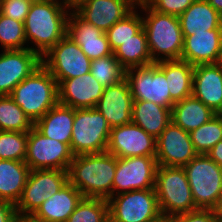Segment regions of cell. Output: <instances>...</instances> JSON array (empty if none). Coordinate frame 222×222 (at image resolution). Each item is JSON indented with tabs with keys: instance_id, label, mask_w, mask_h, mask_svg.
I'll return each instance as SVG.
<instances>
[{
	"instance_id": "cell-1",
	"label": "cell",
	"mask_w": 222,
	"mask_h": 222,
	"mask_svg": "<svg viewBox=\"0 0 222 222\" xmlns=\"http://www.w3.org/2000/svg\"><path fill=\"white\" fill-rule=\"evenodd\" d=\"M69 12L62 0L32 3L24 22L29 49L42 57L54 47L67 34Z\"/></svg>"
},
{
	"instance_id": "cell-11",
	"label": "cell",
	"mask_w": 222,
	"mask_h": 222,
	"mask_svg": "<svg viewBox=\"0 0 222 222\" xmlns=\"http://www.w3.org/2000/svg\"><path fill=\"white\" fill-rule=\"evenodd\" d=\"M74 154L66 143L45 137L35 127L28 132L25 163L30 170L60 169L67 171Z\"/></svg>"
},
{
	"instance_id": "cell-46",
	"label": "cell",
	"mask_w": 222,
	"mask_h": 222,
	"mask_svg": "<svg viewBox=\"0 0 222 222\" xmlns=\"http://www.w3.org/2000/svg\"><path fill=\"white\" fill-rule=\"evenodd\" d=\"M213 210L218 219H222V194L220 195L219 201Z\"/></svg>"
},
{
	"instance_id": "cell-37",
	"label": "cell",
	"mask_w": 222,
	"mask_h": 222,
	"mask_svg": "<svg viewBox=\"0 0 222 222\" xmlns=\"http://www.w3.org/2000/svg\"><path fill=\"white\" fill-rule=\"evenodd\" d=\"M28 132L0 131V160L25 161Z\"/></svg>"
},
{
	"instance_id": "cell-23",
	"label": "cell",
	"mask_w": 222,
	"mask_h": 222,
	"mask_svg": "<svg viewBox=\"0 0 222 222\" xmlns=\"http://www.w3.org/2000/svg\"><path fill=\"white\" fill-rule=\"evenodd\" d=\"M84 196L69 182L43 202L33 214L47 222H66Z\"/></svg>"
},
{
	"instance_id": "cell-12",
	"label": "cell",
	"mask_w": 222,
	"mask_h": 222,
	"mask_svg": "<svg viewBox=\"0 0 222 222\" xmlns=\"http://www.w3.org/2000/svg\"><path fill=\"white\" fill-rule=\"evenodd\" d=\"M134 101H149L166 108H172L168 82L164 72L154 62L125 70Z\"/></svg>"
},
{
	"instance_id": "cell-21",
	"label": "cell",
	"mask_w": 222,
	"mask_h": 222,
	"mask_svg": "<svg viewBox=\"0 0 222 222\" xmlns=\"http://www.w3.org/2000/svg\"><path fill=\"white\" fill-rule=\"evenodd\" d=\"M181 59L191 65L220 63L222 57V28L183 36Z\"/></svg>"
},
{
	"instance_id": "cell-5",
	"label": "cell",
	"mask_w": 222,
	"mask_h": 222,
	"mask_svg": "<svg viewBox=\"0 0 222 222\" xmlns=\"http://www.w3.org/2000/svg\"><path fill=\"white\" fill-rule=\"evenodd\" d=\"M154 190L166 217L197 210L183 167L158 165Z\"/></svg>"
},
{
	"instance_id": "cell-6",
	"label": "cell",
	"mask_w": 222,
	"mask_h": 222,
	"mask_svg": "<svg viewBox=\"0 0 222 222\" xmlns=\"http://www.w3.org/2000/svg\"><path fill=\"white\" fill-rule=\"evenodd\" d=\"M197 209H214L222 194V167L206 154L183 166Z\"/></svg>"
},
{
	"instance_id": "cell-22",
	"label": "cell",
	"mask_w": 222,
	"mask_h": 222,
	"mask_svg": "<svg viewBox=\"0 0 222 222\" xmlns=\"http://www.w3.org/2000/svg\"><path fill=\"white\" fill-rule=\"evenodd\" d=\"M192 95L216 114H222L221 63L194 66Z\"/></svg>"
},
{
	"instance_id": "cell-27",
	"label": "cell",
	"mask_w": 222,
	"mask_h": 222,
	"mask_svg": "<svg viewBox=\"0 0 222 222\" xmlns=\"http://www.w3.org/2000/svg\"><path fill=\"white\" fill-rule=\"evenodd\" d=\"M171 109L149 101H133L132 123L157 139L172 121Z\"/></svg>"
},
{
	"instance_id": "cell-4",
	"label": "cell",
	"mask_w": 222,
	"mask_h": 222,
	"mask_svg": "<svg viewBox=\"0 0 222 222\" xmlns=\"http://www.w3.org/2000/svg\"><path fill=\"white\" fill-rule=\"evenodd\" d=\"M10 96L35 123L58 103V84L41 64L14 88Z\"/></svg>"
},
{
	"instance_id": "cell-14",
	"label": "cell",
	"mask_w": 222,
	"mask_h": 222,
	"mask_svg": "<svg viewBox=\"0 0 222 222\" xmlns=\"http://www.w3.org/2000/svg\"><path fill=\"white\" fill-rule=\"evenodd\" d=\"M197 155L189 132L172 121L156 139L155 158L158 165L183 167Z\"/></svg>"
},
{
	"instance_id": "cell-25",
	"label": "cell",
	"mask_w": 222,
	"mask_h": 222,
	"mask_svg": "<svg viewBox=\"0 0 222 222\" xmlns=\"http://www.w3.org/2000/svg\"><path fill=\"white\" fill-rule=\"evenodd\" d=\"M155 63L165 74L172 105L192 95L193 65L183 60H162Z\"/></svg>"
},
{
	"instance_id": "cell-49",
	"label": "cell",
	"mask_w": 222,
	"mask_h": 222,
	"mask_svg": "<svg viewBox=\"0 0 222 222\" xmlns=\"http://www.w3.org/2000/svg\"><path fill=\"white\" fill-rule=\"evenodd\" d=\"M137 3L139 2H145L146 0H135Z\"/></svg>"
},
{
	"instance_id": "cell-45",
	"label": "cell",
	"mask_w": 222,
	"mask_h": 222,
	"mask_svg": "<svg viewBox=\"0 0 222 222\" xmlns=\"http://www.w3.org/2000/svg\"><path fill=\"white\" fill-rule=\"evenodd\" d=\"M207 1L219 14H222V0H207Z\"/></svg>"
},
{
	"instance_id": "cell-36",
	"label": "cell",
	"mask_w": 222,
	"mask_h": 222,
	"mask_svg": "<svg viewBox=\"0 0 222 222\" xmlns=\"http://www.w3.org/2000/svg\"><path fill=\"white\" fill-rule=\"evenodd\" d=\"M0 44L2 50L28 49L24 23L0 13Z\"/></svg>"
},
{
	"instance_id": "cell-41",
	"label": "cell",
	"mask_w": 222,
	"mask_h": 222,
	"mask_svg": "<svg viewBox=\"0 0 222 222\" xmlns=\"http://www.w3.org/2000/svg\"><path fill=\"white\" fill-rule=\"evenodd\" d=\"M16 213L15 205L0 200V222H11Z\"/></svg>"
},
{
	"instance_id": "cell-20",
	"label": "cell",
	"mask_w": 222,
	"mask_h": 222,
	"mask_svg": "<svg viewBox=\"0 0 222 222\" xmlns=\"http://www.w3.org/2000/svg\"><path fill=\"white\" fill-rule=\"evenodd\" d=\"M104 87L89 72L58 84V103L73 109L95 108Z\"/></svg>"
},
{
	"instance_id": "cell-42",
	"label": "cell",
	"mask_w": 222,
	"mask_h": 222,
	"mask_svg": "<svg viewBox=\"0 0 222 222\" xmlns=\"http://www.w3.org/2000/svg\"><path fill=\"white\" fill-rule=\"evenodd\" d=\"M206 155L222 167V140H220Z\"/></svg>"
},
{
	"instance_id": "cell-17",
	"label": "cell",
	"mask_w": 222,
	"mask_h": 222,
	"mask_svg": "<svg viewBox=\"0 0 222 222\" xmlns=\"http://www.w3.org/2000/svg\"><path fill=\"white\" fill-rule=\"evenodd\" d=\"M133 98L126 78L103 90L97 109L111 128L132 123Z\"/></svg>"
},
{
	"instance_id": "cell-34",
	"label": "cell",
	"mask_w": 222,
	"mask_h": 222,
	"mask_svg": "<svg viewBox=\"0 0 222 222\" xmlns=\"http://www.w3.org/2000/svg\"><path fill=\"white\" fill-rule=\"evenodd\" d=\"M90 73L104 88L125 78V69L120 65L114 54L91 60Z\"/></svg>"
},
{
	"instance_id": "cell-26",
	"label": "cell",
	"mask_w": 222,
	"mask_h": 222,
	"mask_svg": "<svg viewBox=\"0 0 222 222\" xmlns=\"http://www.w3.org/2000/svg\"><path fill=\"white\" fill-rule=\"evenodd\" d=\"M179 20L183 36L221 28V14L207 0H195Z\"/></svg>"
},
{
	"instance_id": "cell-35",
	"label": "cell",
	"mask_w": 222,
	"mask_h": 222,
	"mask_svg": "<svg viewBox=\"0 0 222 222\" xmlns=\"http://www.w3.org/2000/svg\"><path fill=\"white\" fill-rule=\"evenodd\" d=\"M66 222H109L108 201L83 198Z\"/></svg>"
},
{
	"instance_id": "cell-47",
	"label": "cell",
	"mask_w": 222,
	"mask_h": 222,
	"mask_svg": "<svg viewBox=\"0 0 222 222\" xmlns=\"http://www.w3.org/2000/svg\"><path fill=\"white\" fill-rule=\"evenodd\" d=\"M151 222H169V217L162 215L158 219L151 221Z\"/></svg>"
},
{
	"instance_id": "cell-8",
	"label": "cell",
	"mask_w": 222,
	"mask_h": 222,
	"mask_svg": "<svg viewBox=\"0 0 222 222\" xmlns=\"http://www.w3.org/2000/svg\"><path fill=\"white\" fill-rule=\"evenodd\" d=\"M107 201L109 222H151L162 216L154 189L120 193Z\"/></svg>"
},
{
	"instance_id": "cell-16",
	"label": "cell",
	"mask_w": 222,
	"mask_h": 222,
	"mask_svg": "<svg viewBox=\"0 0 222 222\" xmlns=\"http://www.w3.org/2000/svg\"><path fill=\"white\" fill-rule=\"evenodd\" d=\"M1 52L0 96L11 95L14 88L42 64L41 57L29 48Z\"/></svg>"
},
{
	"instance_id": "cell-40",
	"label": "cell",
	"mask_w": 222,
	"mask_h": 222,
	"mask_svg": "<svg viewBox=\"0 0 222 222\" xmlns=\"http://www.w3.org/2000/svg\"><path fill=\"white\" fill-rule=\"evenodd\" d=\"M169 222H218V217L212 209H197L169 216Z\"/></svg>"
},
{
	"instance_id": "cell-39",
	"label": "cell",
	"mask_w": 222,
	"mask_h": 222,
	"mask_svg": "<svg viewBox=\"0 0 222 222\" xmlns=\"http://www.w3.org/2000/svg\"><path fill=\"white\" fill-rule=\"evenodd\" d=\"M195 0H146L155 10L164 14L180 16Z\"/></svg>"
},
{
	"instance_id": "cell-48",
	"label": "cell",
	"mask_w": 222,
	"mask_h": 222,
	"mask_svg": "<svg viewBox=\"0 0 222 222\" xmlns=\"http://www.w3.org/2000/svg\"><path fill=\"white\" fill-rule=\"evenodd\" d=\"M27 1H29L31 3H36V2H42V1H45V0H27Z\"/></svg>"
},
{
	"instance_id": "cell-10",
	"label": "cell",
	"mask_w": 222,
	"mask_h": 222,
	"mask_svg": "<svg viewBox=\"0 0 222 222\" xmlns=\"http://www.w3.org/2000/svg\"><path fill=\"white\" fill-rule=\"evenodd\" d=\"M68 183V173L60 169L30 170L16 212L34 214L40 205Z\"/></svg>"
},
{
	"instance_id": "cell-32",
	"label": "cell",
	"mask_w": 222,
	"mask_h": 222,
	"mask_svg": "<svg viewBox=\"0 0 222 222\" xmlns=\"http://www.w3.org/2000/svg\"><path fill=\"white\" fill-rule=\"evenodd\" d=\"M140 14L136 6L128 15L105 32L112 52L143 28L142 15Z\"/></svg>"
},
{
	"instance_id": "cell-19",
	"label": "cell",
	"mask_w": 222,
	"mask_h": 222,
	"mask_svg": "<svg viewBox=\"0 0 222 222\" xmlns=\"http://www.w3.org/2000/svg\"><path fill=\"white\" fill-rule=\"evenodd\" d=\"M67 35L79 45L90 60L113 54L106 33L83 20L74 10H71L68 15Z\"/></svg>"
},
{
	"instance_id": "cell-44",
	"label": "cell",
	"mask_w": 222,
	"mask_h": 222,
	"mask_svg": "<svg viewBox=\"0 0 222 222\" xmlns=\"http://www.w3.org/2000/svg\"><path fill=\"white\" fill-rule=\"evenodd\" d=\"M67 8L70 10L75 9L79 4L83 3L86 0H62Z\"/></svg>"
},
{
	"instance_id": "cell-24",
	"label": "cell",
	"mask_w": 222,
	"mask_h": 222,
	"mask_svg": "<svg viewBox=\"0 0 222 222\" xmlns=\"http://www.w3.org/2000/svg\"><path fill=\"white\" fill-rule=\"evenodd\" d=\"M74 116L75 109L57 103L34 123V127L45 137L58 140L70 146Z\"/></svg>"
},
{
	"instance_id": "cell-31",
	"label": "cell",
	"mask_w": 222,
	"mask_h": 222,
	"mask_svg": "<svg viewBox=\"0 0 222 222\" xmlns=\"http://www.w3.org/2000/svg\"><path fill=\"white\" fill-rule=\"evenodd\" d=\"M34 123L10 95L0 96V131L29 132Z\"/></svg>"
},
{
	"instance_id": "cell-30",
	"label": "cell",
	"mask_w": 222,
	"mask_h": 222,
	"mask_svg": "<svg viewBox=\"0 0 222 222\" xmlns=\"http://www.w3.org/2000/svg\"><path fill=\"white\" fill-rule=\"evenodd\" d=\"M113 54L125 70L130 67H141L154 63L149 52L144 28L120 45Z\"/></svg>"
},
{
	"instance_id": "cell-38",
	"label": "cell",
	"mask_w": 222,
	"mask_h": 222,
	"mask_svg": "<svg viewBox=\"0 0 222 222\" xmlns=\"http://www.w3.org/2000/svg\"><path fill=\"white\" fill-rule=\"evenodd\" d=\"M31 4L27 0H0V13L24 23Z\"/></svg>"
},
{
	"instance_id": "cell-9",
	"label": "cell",
	"mask_w": 222,
	"mask_h": 222,
	"mask_svg": "<svg viewBox=\"0 0 222 222\" xmlns=\"http://www.w3.org/2000/svg\"><path fill=\"white\" fill-rule=\"evenodd\" d=\"M41 62L57 84L65 79L85 75L91 69V60L67 34L41 57Z\"/></svg>"
},
{
	"instance_id": "cell-28",
	"label": "cell",
	"mask_w": 222,
	"mask_h": 222,
	"mask_svg": "<svg viewBox=\"0 0 222 222\" xmlns=\"http://www.w3.org/2000/svg\"><path fill=\"white\" fill-rule=\"evenodd\" d=\"M216 113L193 95L176 102L171 109L172 122L191 132L213 118Z\"/></svg>"
},
{
	"instance_id": "cell-2",
	"label": "cell",
	"mask_w": 222,
	"mask_h": 222,
	"mask_svg": "<svg viewBox=\"0 0 222 222\" xmlns=\"http://www.w3.org/2000/svg\"><path fill=\"white\" fill-rule=\"evenodd\" d=\"M117 157L111 153L74 155L68 173V182L84 198L108 200L112 196Z\"/></svg>"
},
{
	"instance_id": "cell-7",
	"label": "cell",
	"mask_w": 222,
	"mask_h": 222,
	"mask_svg": "<svg viewBox=\"0 0 222 222\" xmlns=\"http://www.w3.org/2000/svg\"><path fill=\"white\" fill-rule=\"evenodd\" d=\"M111 127L95 108L75 109L70 148L74 155L106 152Z\"/></svg>"
},
{
	"instance_id": "cell-43",
	"label": "cell",
	"mask_w": 222,
	"mask_h": 222,
	"mask_svg": "<svg viewBox=\"0 0 222 222\" xmlns=\"http://www.w3.org/2000/svg\"><path fill=\"white\" fill-rule=\"evenodd\" d=\"M11 222H47L35 217L33 214H21L16 212Z\"/></svg>"
},
{
	"instance_id": "cell-33",
	"label": "cell",
	"mask_w": 222,
	"mask_h": 222,
	"mask_svg": "<svg viewBox=\"0 0 222 222\" xmlns=\"http://www.w3.org/2000/svg\"><path fill=\"white\" fill-rule=\"evenodd\" d=\"M189 134L195 151L198 154H206L222 140V114H216Z\"/></svg>"
},
{
	"instance_id": "cell-18",
	"label": "cell",
	"mask_w": 222,
	"mask_h": 222,
	"mask_svg": "<svg viewBox=\"0 0 222 222\" xmlns=\"http://www.w3.org/2000/svg\"><path fill=\"white\" fill-rule=\"evenodd\" d=\"M137 5L135 0H86L73 9L83 20L106 32Z\"/></svg>"
},
{
	"instance_id": "cell-15",
	"label": "cell",
	"mask_w": 222,
	"mask_h": 222,
	"mask_svg": "<svg viewBox=\"0 0 222 222\" xmlns=\"http://www.w3.org/2000/svg\"><path fill=\"white\" fill-rule=\"evenodd\" d=\"M106 152L117 158L156 156V139L134 123L113 127Z\"/></svg>"
},
{
	"instance_id": "cell-3",
	"label": "cell",
	"mask_w": 222,
	"mask_h": 222,
	"mask_svg": "<svg viewBox=\"0 0 222 222\" xmlns=\"http://www.w3.org/2000/svg\"><path fill=\"white\" fill-rule=\"evenodd\" d=\"M136 6L146 13L142 20L152 61L180 60L184 38L179 17L155 11L146 1Z\"/></svg>"
},
{
	"instance_id": "cell-13",
	"label": "cell",
	"mask_w": 222,
	"mask_h": 222,
	"mask_svg": "<svg viewBox=\"0 0 222 222\" xmlns=\"http://www.w3.org/2000/svg\"><path fill=\"white\" fill-rule=\"evenodd\" d=\"M157 166L155 156L117 158L112 196L132 190L154 189Z\"/></svg>"
},
{
	"instance_id": "cell-29",
	"label": "cell",
	"mask_w": 222,
	"mask_h": 222,
	"mask_svg": "<svg viewBox=\"0 0 222 222\" xmlns=\"http://www.w3.org/2000/svg\"><path fill=\"white\" fill-rule=\"evenodd\" d=\"M30 169L24 161L0 160V200L16 205Z\"/></svg>"
}]
</instances>
